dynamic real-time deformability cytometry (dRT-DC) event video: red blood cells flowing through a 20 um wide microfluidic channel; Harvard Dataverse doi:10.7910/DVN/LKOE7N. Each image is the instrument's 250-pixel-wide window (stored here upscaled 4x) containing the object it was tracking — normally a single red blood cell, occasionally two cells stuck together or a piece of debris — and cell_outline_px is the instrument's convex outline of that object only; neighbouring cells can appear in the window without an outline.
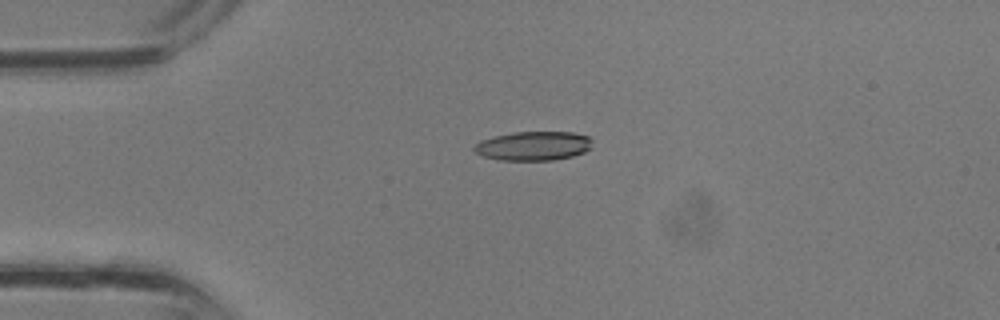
{"species": "common noctule bat (a hibernating species)", "species_latin": "Nyctalus noctula", "temperature_condition": "room temperature", "stored_images_in_passage": 36, "camera_frame_rate_fps": 3000, "um_per_image_px": 0.085, "animal": {"sex": "male", "body_mass_g": 13.3}, "frame": {"image": 1, "passage_image": 9, "time_ms": 2.667, "image_size_px": [1000, 320], "cell_outline_px": [[592, 148], [584, 152], [572, 156], [552, 160], [500, 160], [484, 156], [476, 152], [472, 148], [480, 140], [512, 132], [572, 132], [588, 136], [592, 140]], "centroid_in_image_um": [45.36, 12.4], "position_along_channel_um": 39.6, "area_um2": 20.0}}
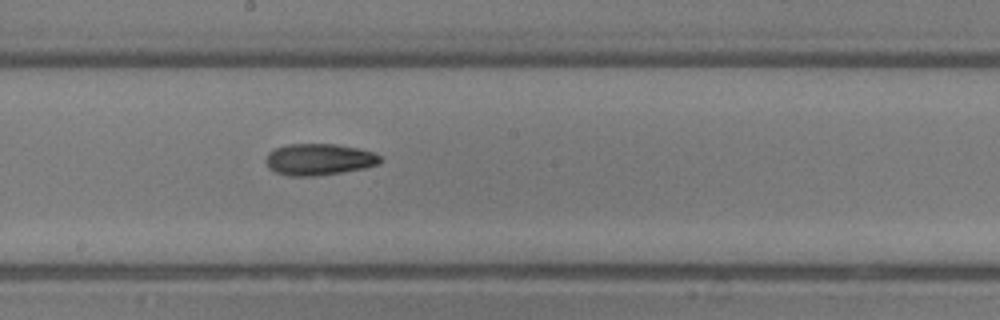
{"frame": {"image": 2, "passage_image": 20, "time_ms": 6.333, "image_size_px": [1000, 320], "cell_outline_px": [[380, 164], [364, 168], [340, 172], [312, 176], [292, 176], [276, 172], [268, 168], [264, 160], [268, 152], [276, 148], [288, 144], [336, 144], [356, 148], [372, 152], [380, 156]], "centroid_in_image_um": [27.07, 13.55], "position_along_channel_um": 221.1, "area_um2": 20.87}}
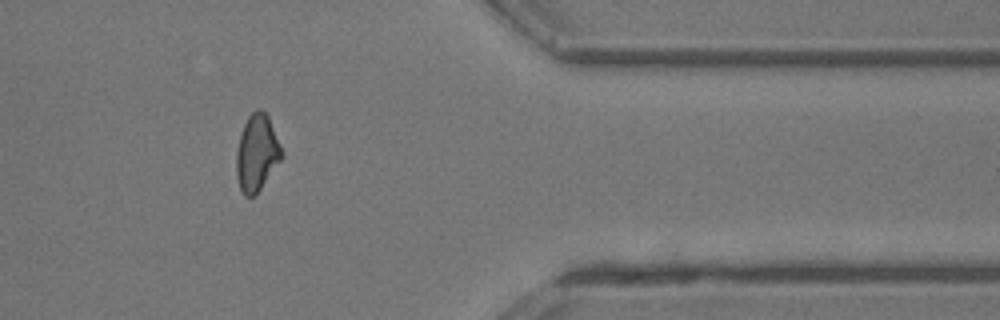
{"frame": {"image": 3, "passage_image": 30, "time_ms": 9.667, "image_size_px": [1000, 320], "cell_outline_px": [[284, 156], [260, 188], [252, 196], [244, 196], [240, 188], [236, 176], [236, 152], [240, 136], [244, 124], [248, 116], [256, 108], [260, 108], [268, 116], [284, 152]], "centroid_in_image_um": [21.84, 12.97], "position_along_channel_um": 389.6, "area_um2": 20.11}}